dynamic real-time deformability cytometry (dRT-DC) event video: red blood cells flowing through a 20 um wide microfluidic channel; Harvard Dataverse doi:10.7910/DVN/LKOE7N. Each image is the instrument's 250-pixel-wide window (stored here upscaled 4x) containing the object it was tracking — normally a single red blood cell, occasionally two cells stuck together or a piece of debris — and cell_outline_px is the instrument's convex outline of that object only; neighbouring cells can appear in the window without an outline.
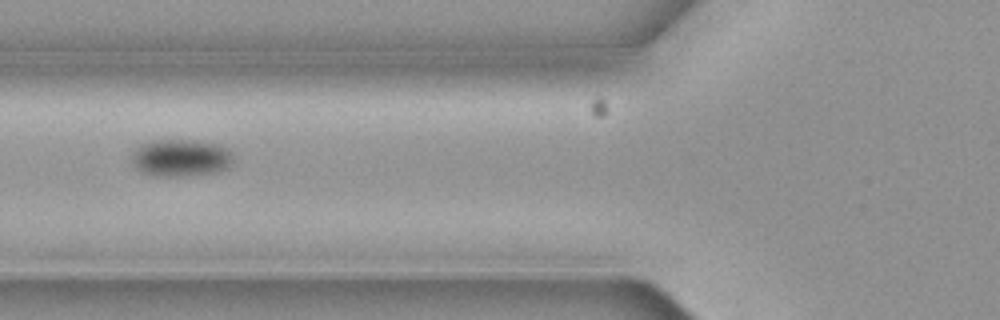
{"species": "common noctule bat (a hibernating species)", "species_latin": "Nyctalus noctula", "temperature_condition": "cold", "stored_images_in_passage": 6, "camera_frame_rate_fps": 3000, "um_per_image_px": 0.085, "animal": {"sex": "female", "body_mass_g": 19.3, "forearm_length_mm": 54.1}, "frame": {"image": 1, "passage_image": 6, "time_ms": 1.667, "image_size_px": [1000, 320], "cell_outline_px": [[232, 164], [228, 168], [220, 172], [184, 176], [156, 176], [144, 172], [136, 168], [132, 164], [132, 156], [136, 148], [140, 144], [152, 140], [196, 140], [216, 144], [224, 148], [232, 156]], "centroid_in_image_um": [15.35, 13.42], "position_along_channel_um": 110.4, "area_um2": 22.02}}